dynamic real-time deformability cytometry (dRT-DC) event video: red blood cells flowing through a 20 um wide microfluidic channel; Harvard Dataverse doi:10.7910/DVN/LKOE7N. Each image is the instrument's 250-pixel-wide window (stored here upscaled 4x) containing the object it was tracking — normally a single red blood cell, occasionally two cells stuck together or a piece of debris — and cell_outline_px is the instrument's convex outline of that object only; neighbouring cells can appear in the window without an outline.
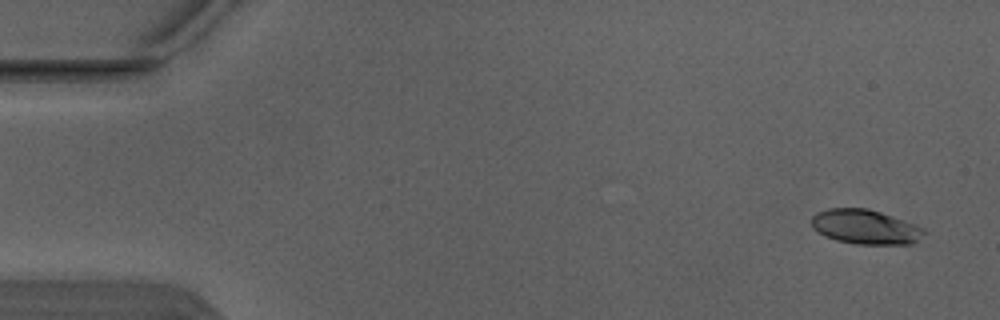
{"species": "Egyptian fruit bat (a non-hibernating species)", "species_latin": "Rousettus aegyptiacus", "temperature_condition": "warm", "stored_images_in_passage": 5, "camera_frame_rate_fps": 3000, "um_per_image_px": 0.085, "animal": {"sex": "male"}, "frame": {"image": 1, "passage_image": 1, "time_ms": 0.0, "image_size_px": [1000, 320], "cell_outline_px": [[928, 232], [912, 244], [856, 244], [836, 240], [824, 236], [812, 228], [812, 216], [816, 212], [828, 208], [868, 208], [916, 224], [924, 228]], "centroid_in_image_um": [73.56, 19.28], "position_along_channel_um": 11.4, "area_um2": 22.83}}
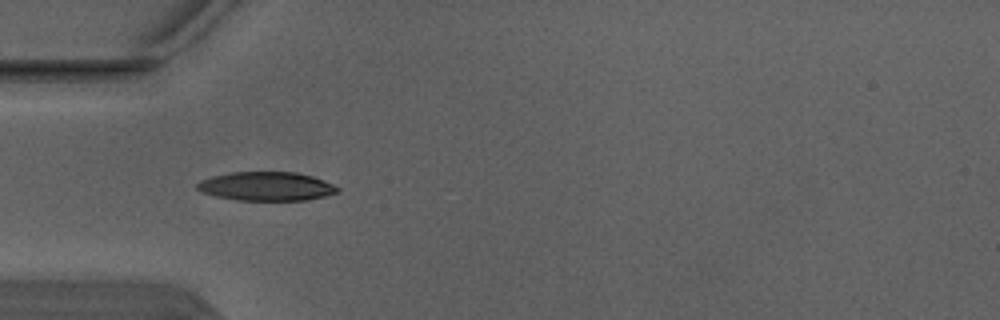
{"frame": {"image": 2, "passage_image": 4, "time_ms": 1.0, "image_size_px": [1000, 320], "cell_outline_px": [[340, 188], [336, 192], [324, 196], [308, 200], [236, 200], [216, 196], [200, 192], [196, 188], [196, 184], [200, 180], [212, 176], [232, 172], [296, 172], [312, 176], [324, 180]], "centroid_in_image_um": [22.61, 15.83], "position_along_channel_um": 62.4, "area_um2": 23.58}}
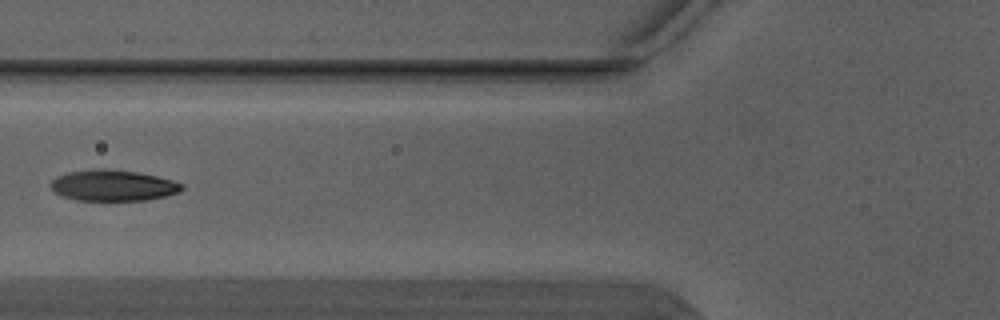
{"frame": {"image": 3, "passage_image": 5, "time_ms": 1.333, "image_size_px": [1000, 320], "cell_outline_px": [[184, 188], [180, 192], [164, 196], [144, 200], [76, 200], [60, 196], [52, 192], [48, 184], [56, 176], [68, 172], [92, 168], [104, 168], [140, 172], [172, 180], [184, 184]], "centroid_in_image_um": [9.55, 15.75], "position_along_channel_um": 116.3, "area_um2": 24.1}}